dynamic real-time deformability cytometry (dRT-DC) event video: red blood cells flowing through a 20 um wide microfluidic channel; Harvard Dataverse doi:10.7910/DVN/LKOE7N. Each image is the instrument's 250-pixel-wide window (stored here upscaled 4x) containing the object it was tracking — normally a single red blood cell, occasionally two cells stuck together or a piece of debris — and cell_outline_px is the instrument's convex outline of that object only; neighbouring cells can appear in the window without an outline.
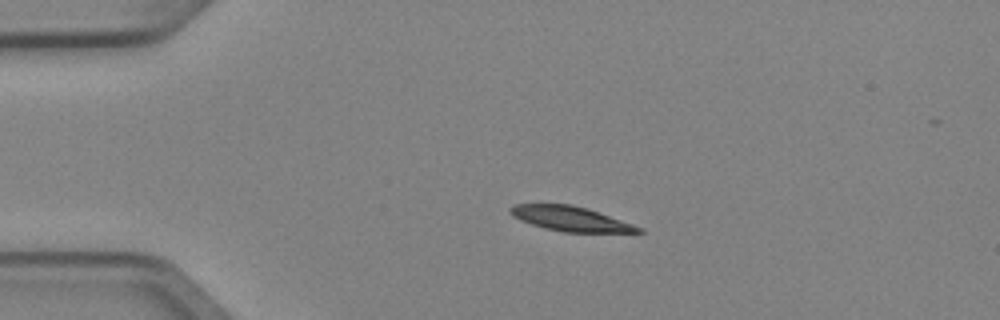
{"species": "Egyptian fruit bat (a non-hibernating species)", "species_latin": "Rousettus aegyptiacus", "temperature_condition": "cold", "stored_images_in_passage": 4, "camera_frame_rate_fps": 3000, "um_per_image_px": 0.085, "animal": {"sex": "female"}, "frame": {"image": 1, "passage_image": 3, "time_ms": 0.667, "image_size_px": [1000, 320], "cell_outline_px": [[644, 232], [564, 232], [544, 228], [520, 220], [512, 216], [508, 208], [512, 204], [572, 204], [588, 208], [644, 228]], "centroid_in_image_um": [48.48, 18.58], "position_along_channel_um": 36.5, "area_um2": 18.5}}